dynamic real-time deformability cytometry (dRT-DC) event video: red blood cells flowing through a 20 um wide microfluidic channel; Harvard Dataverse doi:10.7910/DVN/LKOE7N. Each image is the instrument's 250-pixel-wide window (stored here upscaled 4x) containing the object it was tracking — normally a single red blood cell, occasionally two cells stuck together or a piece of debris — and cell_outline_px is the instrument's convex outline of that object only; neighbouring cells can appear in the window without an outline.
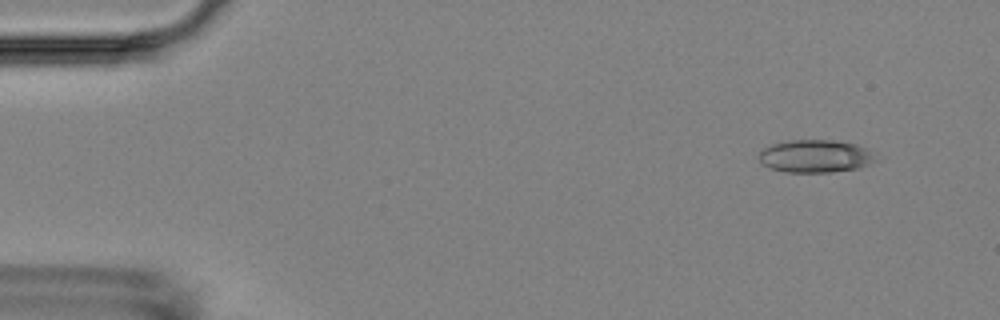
{"species": "Egyptian fruit bat (a non-hibernating species)", "species_latin": "Rousettus aegyptiacus", "temperature_condition": "room temperature", "stored_images_in_passage": 15, "segment_of_instrument_passage": [1, 2], "camera_frame_rate_fps": 3000, "um_per_image_px": 0.085, "animal": {"sex": "female"}, "frame": {"image": 1, "passage_image": 1, "time_ms": 0.0, "image_size_px": [1000, 320], "cell_outline_px": [[876, 160], [860, 168], [832, 172], [784, 172], [768, 168], [760, 160], [760, 152], [764, 148], [772, 144], [788, 140], [832, 140], [856, 144], [868, 148]], "centroid_in_image_um": [69.3, 13.28], "position_along_channel_um": 15.7, "area_um2": 22.25}}
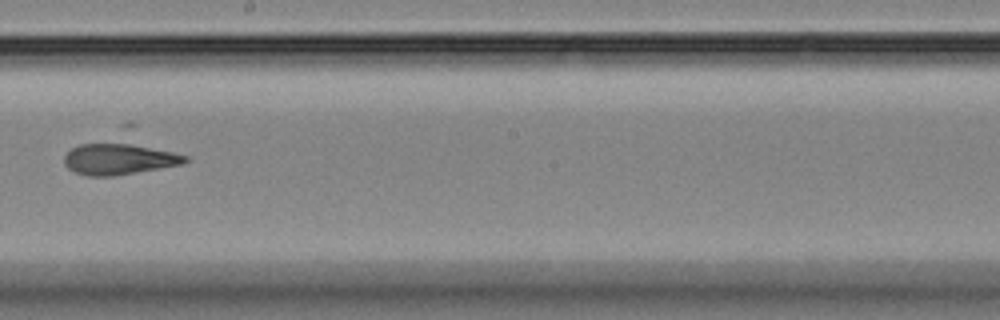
{"frame": {"image": 2, "passage_image": 8, "time_ms": 9.0, "image_size_px": [1000, 320], "cell_outline_px": [[188, 160], [184, 164], [112, 176], [88, 176], [76, 172], [68, 168], [64, 164], [64, 156], [72, 148], [80, 144], [120, 140], [172, 152], [188, 156]], "centroid_in_image_um": [10.1, 13.48], "position_along_channel_um": 238.1, "area_um2": 22.43}}
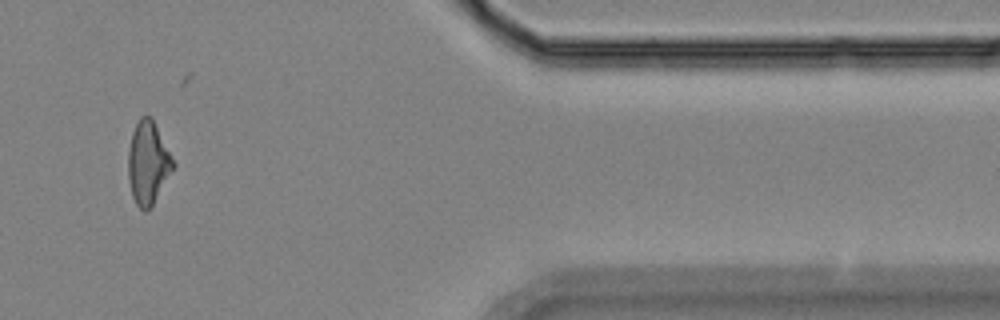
{"frame": {"image": 3, "passage_image": 12, "time_ms": 14.333, "image_size_px": [1000, 320], "cell_outline_px": [[176, 164], [148, 212], [144, 212], [136, 204], [132, 196], [128, 176], [128, 152], [132, 132], [140, 116], [152, 116]], "centroid_in_image_um": [12.58, 13.83], "position_along_channel_um": 398.8, "area_um2": 21.73}}